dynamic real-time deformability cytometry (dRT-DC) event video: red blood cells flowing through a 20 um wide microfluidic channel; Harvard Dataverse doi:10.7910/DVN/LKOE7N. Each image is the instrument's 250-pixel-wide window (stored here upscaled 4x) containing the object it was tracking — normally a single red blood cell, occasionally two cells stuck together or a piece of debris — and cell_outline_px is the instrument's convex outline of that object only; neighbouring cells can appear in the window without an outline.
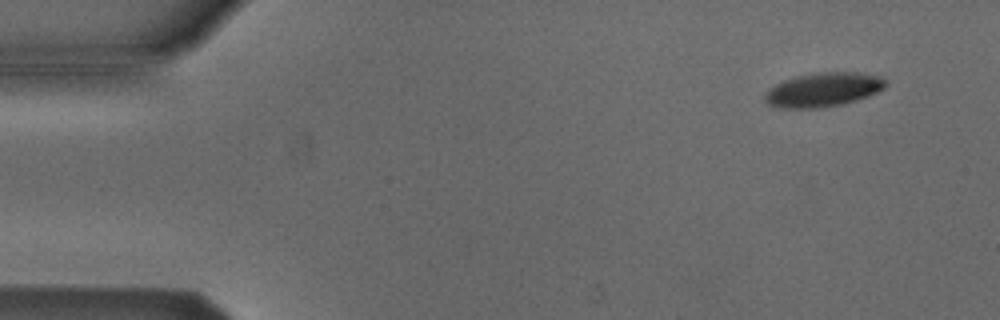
{"species": "Egyptian fruit bat (a non-hibernating species)", "species_latin": "Rousettus aegyptiacus", "temperature_condition": "cold", "stored_images_in_passage": 3, "camera_frame_rate_fps": 3000, "um_per_image_px": 0.085, "animal": {"sex": "male"}, "frame": {"image": 1, "passage_image": 1, "time_ms": 0.0, "image_size_px": [1000, 320], "cell_outline_px": [[888, 84], [884, 88], [868, 96], [856, 100], [840, 104], [816, 108], [784, 108], [768, 104], [764, 100], [764, 96], [776, 84], [784, 80], [796, 76], [816, 72], [856, 72], [880, 76]], "centroid_in_image_um": [69.99, 7.61], "position_along_channel_um": 15.0, "area_um2": 23.7}}